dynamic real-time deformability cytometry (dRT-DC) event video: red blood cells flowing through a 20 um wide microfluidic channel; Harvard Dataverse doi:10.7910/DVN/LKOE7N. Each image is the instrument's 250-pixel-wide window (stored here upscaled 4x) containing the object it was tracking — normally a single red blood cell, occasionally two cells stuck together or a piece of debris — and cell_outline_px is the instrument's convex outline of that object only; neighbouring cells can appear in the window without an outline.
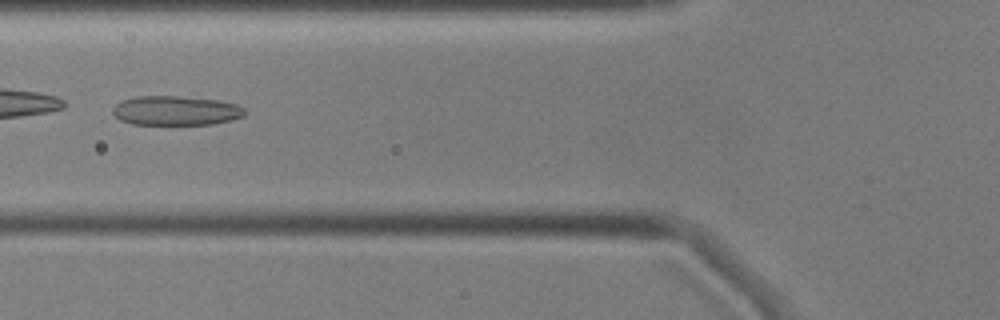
{"species": "common noctule bat (a hibernating species)", "species_latin": "Nyctalus noctula", "temperature_condition": "cold", "stored_images_in_passage": 21, "camera_frame_rate_fps": 3000, "um_per_image_px": 0.085, "animal": {"sex": "male", "body_mass_g": 17.9, "forearm_length_mm": 54.2}, "frame": {"image": 1, "passage_image": 4, "time_ms": 1.0, "image_size_px": [1000, 320], "cell_outline_px": [[244, 116], [232, 120], [212, 124], [132, 124], [120, 120], [112, 112], [112, 108], [120, 100], [136, 96], [176, 96], [216, 100], [236, 104], [244, 108]], "centroid_in_image_um": [14.91, 9.4], "position_along_channel_um": 110.9, "area_um2": 22.54}}
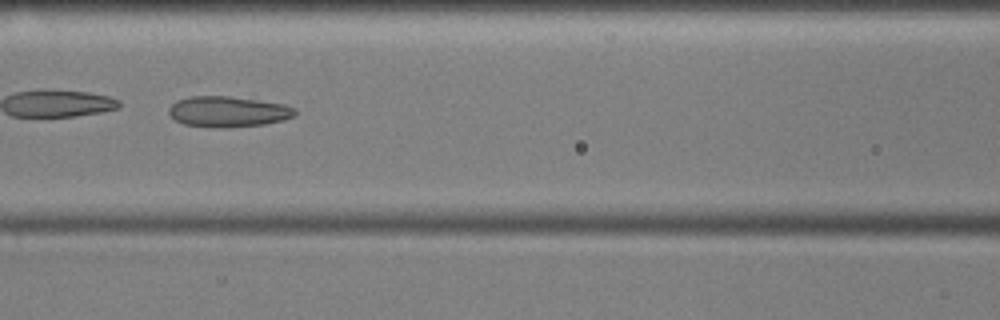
{"frame": {"image": 2, "passage_image": 7, "time_ms": 2.0, "image_size_px": [1000, 320], "cell_outline_px": [[296, 116], [284, 120], [264, 124], [228, 128], [220, 128], [184, 124], [176, 120], [168, 112], [168, 108], [176, 100], [188, 96], [228, 96], [284, 104], [296, 108]], "centroid_in_image_um": [19.39, 9.49], "position_along_channel_um": 147.2, "area_um2": 22.66}}